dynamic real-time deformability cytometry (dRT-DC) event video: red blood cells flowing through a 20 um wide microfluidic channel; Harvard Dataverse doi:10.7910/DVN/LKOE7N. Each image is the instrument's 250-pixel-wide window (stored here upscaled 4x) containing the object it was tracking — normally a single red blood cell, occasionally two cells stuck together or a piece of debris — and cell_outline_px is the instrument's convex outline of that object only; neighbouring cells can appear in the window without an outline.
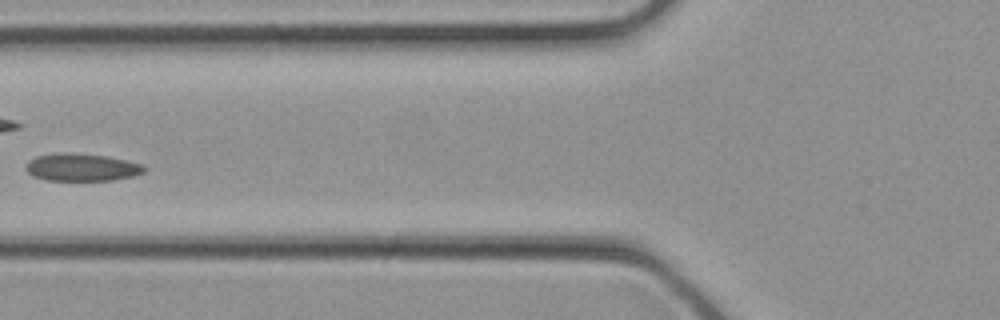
{"species": "common noctule bat (a hibernating species)", "species_latin": "Nyctalus noctula", "temperature_condition": "cold", "stored_images_in_passage": 13, "camera_frame_rate_fps": 3000, "um_per_image_px": 0.085, "animal": {"sex": "female", "body_mass_g": 21.9}, "frame": {"image": 1, "passage_image": 6, "time_ms": 1.667, "image_size_px": [1000, 320], "cell_outline_px": [[148, 168], [144, 172], [132, 176], [112, 180], [48, 180], [32, 176], [24, 168], [28, 160], [36, 156], [56, 152], [64, 152], [104, 156], [144, 164]], "centroid_in_image_um": [6.92, 14.21], "position_along_channel_um": 118.9, "area_um2": 19.02}}
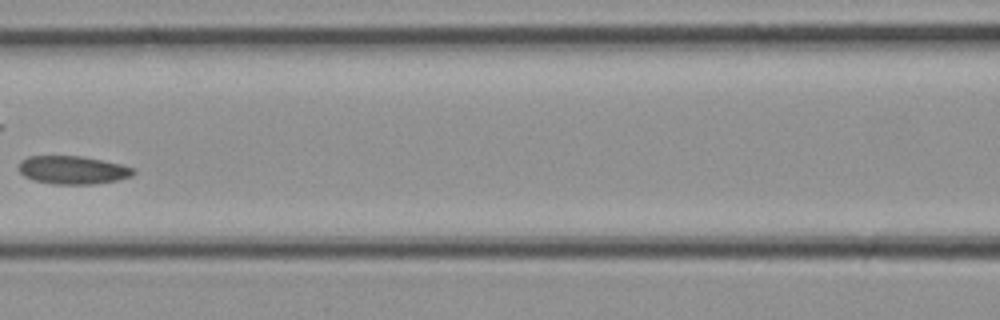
{"frame": {"image": 2, "passage_image": 8, "time_ms": 2.333, "image_size_px": [1000, 320], "cell_outline_px": [[136, 172], [132, 176], [116, 180], [92, 184], [56, 184], [32, 180], [24, 176], [20, 172], [20, 160], [28, 156], [80, 156], [120, 164], [136, 168]], "centroid_in_image_um": [6.19, 14.45], "position_along_channel_um": 160.4, "area_um2": 18.73}}
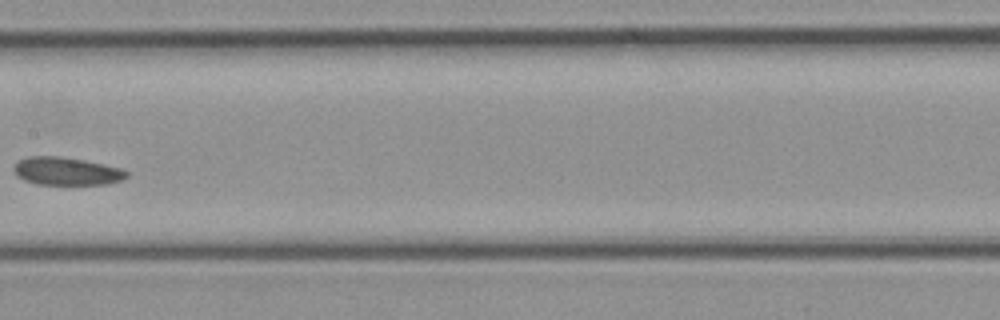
{"frame": {"image": 3, "passage_image": 10, "time_ms": 3.0, "image_size_px": [1000, 320], "cell_outline_px": [[128, 176], [124, 180], [108, 184], [36, 184], [24, 180], [16, 176], [12, 168], [16, 160], [28, 156], [60, 156], [84, 160], [104, 164], [120, 168], [128, 172]], "centroid_in_image_um": [5.62, 14.54], "position_along_channel_um": 201.8, "area_um2": 18.61}}